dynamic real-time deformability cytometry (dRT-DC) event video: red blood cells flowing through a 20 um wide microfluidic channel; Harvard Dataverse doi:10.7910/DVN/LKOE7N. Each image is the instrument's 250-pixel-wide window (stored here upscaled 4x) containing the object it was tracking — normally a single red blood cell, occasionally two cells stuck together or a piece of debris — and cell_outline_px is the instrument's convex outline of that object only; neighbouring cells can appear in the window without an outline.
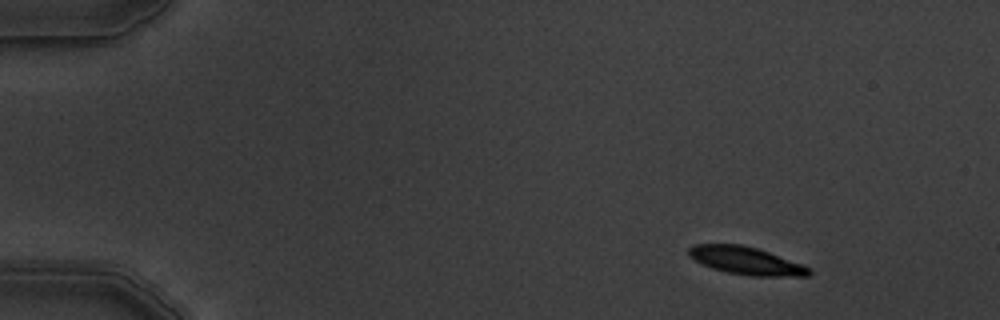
{"species": "common noctule bat (a hibernating species)", "species_latin": "Nyctalus noctula", "temperature_condition": "warm", "stored_images_in_passage": 5, "camera_frame_rate_fps": 3000, "um_per_image_px": 0.085, "animal": {"sex": "male", "body_mass_g": 19.5, "forearm_length_mm": 54.6}, "frame": {"image": 1, "passage_image": 1, "time_ms": 0.0, "image_size_px": [1000, 320], "cell_outline_px": [[812, 272], [808, 276], [752, 276], [728, 272], [712, 268], [700, 264], [688, 256], [688, 248], [692, 244], [740, 244], [756, 248], [804, 264], [812, 268]], "centroid_in_image_um": [63.41, 22.16], "position_along_channel_um": 21.6, "area_um2": 19.59}}
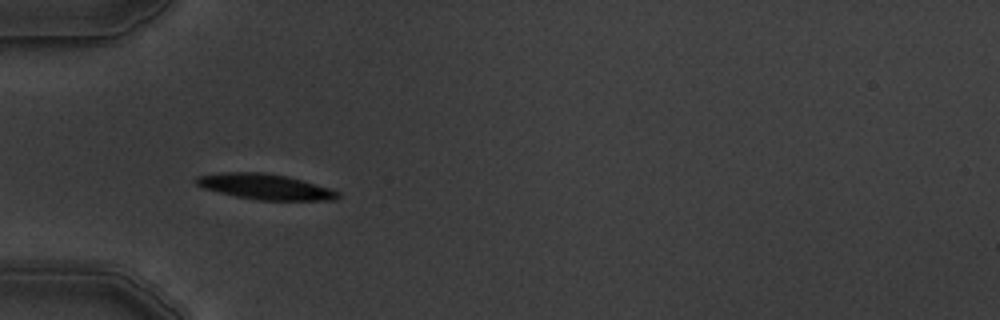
{"frame": {"image": 2, "passage_image": 4, "time_ms": 3.667, "image_size_px": [1000, 320], "cell_outline_px": [[340, 196], [336, 200], [256, 200], [236, 196], [204, 188], [196, 184], [192, 180], [196, 176], [220, 172], [264, 172], [288, 176], [328, 188], [340, 192]], "centroid_in_image_um": [22.5, 15.86], "position_along_channel_um": 62.5, "area_um2": 21.1}}